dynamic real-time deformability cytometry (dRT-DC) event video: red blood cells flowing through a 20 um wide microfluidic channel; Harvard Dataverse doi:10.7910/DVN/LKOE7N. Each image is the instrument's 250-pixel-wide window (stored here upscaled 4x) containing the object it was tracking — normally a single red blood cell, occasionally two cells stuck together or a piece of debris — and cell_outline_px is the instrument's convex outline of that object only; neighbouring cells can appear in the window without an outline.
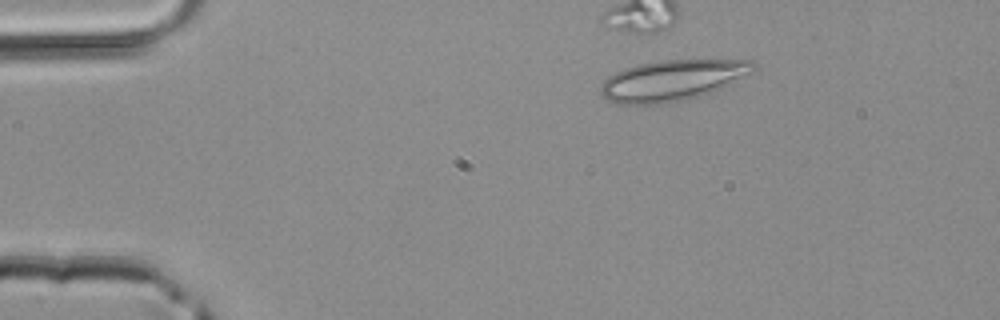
{"species": "common noctule bat (a hibernating species)", "species_latin": "Nyctalus noctula", "temperature_condition": "room temperature", "stored_images_in_passage": 3, "camera_frame_rate_fps": 3000, "um_per_image_px": 0.085, "animal": {"sex": "male", "body_mass_g": 20.4}, "frame": {"image": 1, "passage_image": 1, "time_ms": 0.0, "image_size_px": [1000, 320], "cell_outline_px": [[756, 68], [752, 72], [720, 88], [700, 96], [684, 100], [656, 104], [616, 104], [604, 100], [600, 92], [600, 84], [608, 76], [624, 68], [636, 64], [660, 60], [752, 60], [756, 64]], "centroid_in_image_um": [57.08, 6.83], "position_along_channel_um": 27.9, "area_um2": 36.36}}